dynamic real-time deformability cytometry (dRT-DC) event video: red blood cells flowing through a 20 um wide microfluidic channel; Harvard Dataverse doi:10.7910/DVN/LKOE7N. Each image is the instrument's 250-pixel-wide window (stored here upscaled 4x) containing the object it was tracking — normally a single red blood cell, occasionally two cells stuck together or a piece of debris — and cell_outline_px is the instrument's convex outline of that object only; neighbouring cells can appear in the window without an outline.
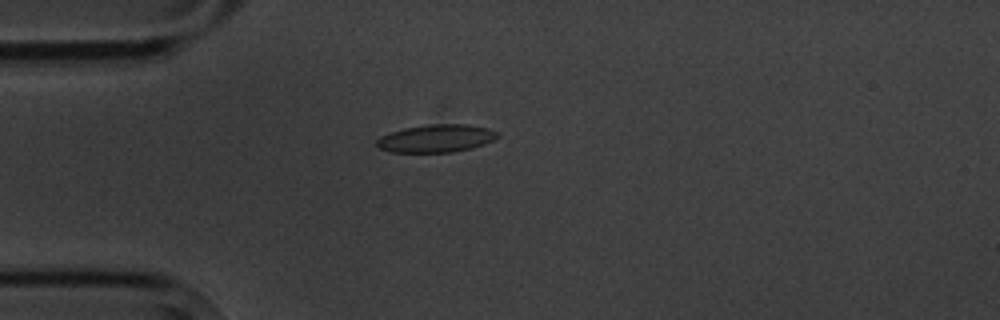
{"species": "common noctule bat (a hibernating species)", "species_latin": "Nyctalus noctula", "temperature_condition": "cold", "stored_images_in_passage": 1, "camera_frame_rate_fps": 3000, "um_per_image_px": 0.085, "animal": {"sex": "male", "body_mass_g": 20.1, "forearm_length_mm": 53.5}, "frame": {"image": 1, "passage_image": 1, "time_ms": 0.0, "image_size_px": [1000, 320], "cell_outline_px": [[500, 136], [484, 144], [472, 148], [452, 152], [388, 152], [376, 148], [376, 140], [380, 136], [404, 128], [428, 124], [468, 124], [488, 128], [496, 132]], "centroid_in_image_um": [37.04, 11.77], "position_along_channel_um": 48.0, "area_um2": 19.65}}